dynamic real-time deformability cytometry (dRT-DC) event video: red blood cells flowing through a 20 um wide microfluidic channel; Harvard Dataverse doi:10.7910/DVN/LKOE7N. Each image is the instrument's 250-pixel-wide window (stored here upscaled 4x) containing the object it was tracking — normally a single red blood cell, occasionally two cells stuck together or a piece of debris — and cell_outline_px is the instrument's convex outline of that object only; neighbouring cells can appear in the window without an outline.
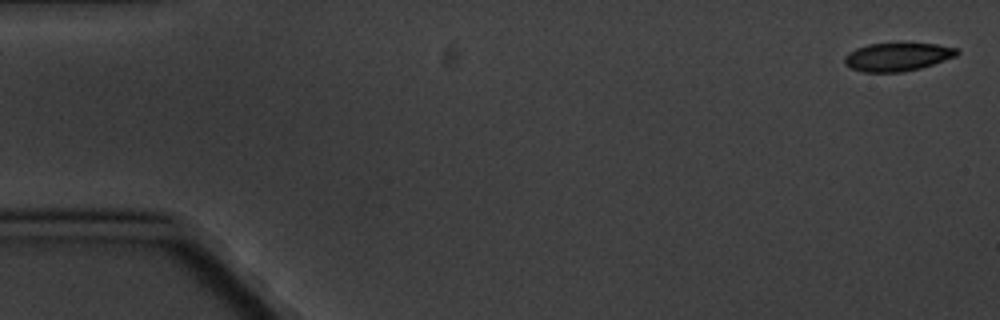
{"species": "common noctule bat (a hibernating species)", "species_latin": "Nyctalus noctula", "temperature_condition": "cold", "stored_images_in_passage": 5, "camera_frame_rate_fps": 3000, "um_per_image_px": 0.085, "animal": {"sex": "male", "body_mass_g": 20.1, "forearm_length_mm": 53.5}, "frame": {"image": 1, "passage_image": 1, "time_ms": 0.0, "image_size_px": [1000, 320], "cell_outline_px": [[960, 52], [956, 56], [920, 68], [900, 72], [864, 72], [852, 68], [844, 64], [844, 56], [848, 52], [856, 48], [868, 44], [936, 44], [956, 48]], "centroid_in_image_um": [76.25, 4.84], "position_along_channel_um": 8.8, "area_um2": 18.26}}
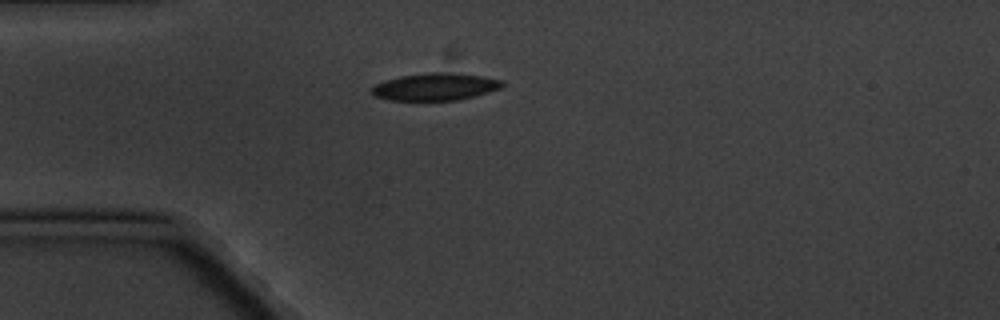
{"frame": {"image": 2, "passage_image": 5, "time_ms": 4.667, "image_size_px": [1000, 320], "cell_outline_px": [[504, 84], [500, 88], [488, 92], [456, 100], [388, 100], [376, 96], [372, 92], [372, 88], [376, 84], [384, 80], [400, 76], [428, 72], [448, 72], [480, 76], [500, 80]], "centroid_in_image_um": [36.96, 7.37], "position_along_channel_um": 48.0, "area_um2": 20.46}}